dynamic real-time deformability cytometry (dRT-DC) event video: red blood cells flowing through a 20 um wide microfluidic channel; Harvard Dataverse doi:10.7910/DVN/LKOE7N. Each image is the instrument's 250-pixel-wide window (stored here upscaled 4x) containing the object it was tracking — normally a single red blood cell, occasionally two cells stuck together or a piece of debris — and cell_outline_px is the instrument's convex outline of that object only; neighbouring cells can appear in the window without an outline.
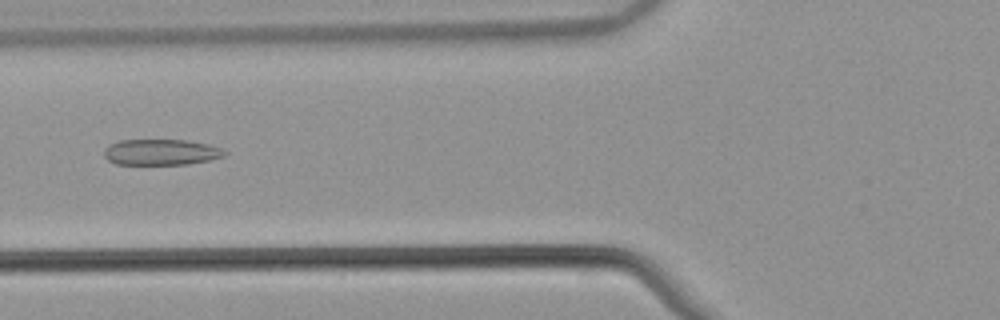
{"species": "common noctule bat (a hibernating species)", "species_latin": "Nyctalus noctula", "temperature_condition": "warm", "stored_images_in_passage": 53, "camera_frame_rate_fps": 3000, "um_per_image_px": 0.085, "animal": {"sex": "male", "body_mass_g": 21.5, "forearm_length_mm": 52.0}, "frame": {"image": 1, "passage_image": 21, "time_ms": 6.667, "image_size_px": [1000, 320], "cell_outline_px": [[228, 152], [224, 156], [208, 160], [188, 164], [116, 164], [108, 160], [104, 156], [104, 148], [108, 144], [120, 140], [188, 140], [208, 144], [220, 148]], "centroid_in_image_um": [13.66, 12.93], "position_along_channel_um": 112.1, "area_um2": 18.21}}
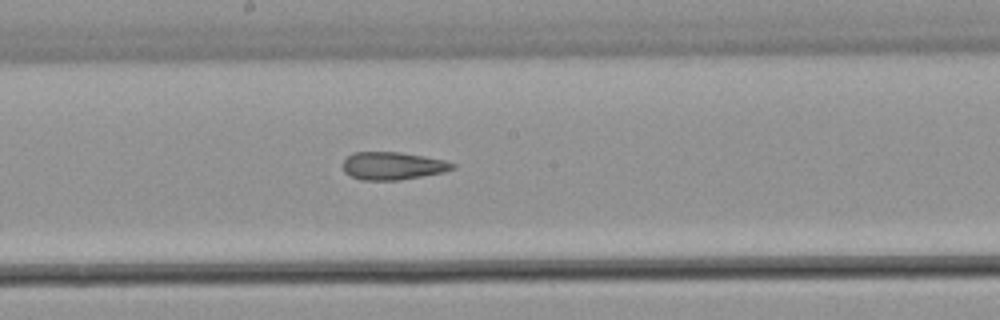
{"frame": {"image": 2, "passage_image": 29, "time_ms": 9.333, "image_size_px": [1000, 320], "cell_outline_px": [[456, 168], [444, 172], [400, 180], [360, 180], [344, 172], [344, 160], [352, 152], [400, 152], [424, 156], [444, 160], [456, 164]], "centroid_in_image_um": [33.4, 14.09], "position_along_channel_um": 214.8, "area_um2": 17.74}}
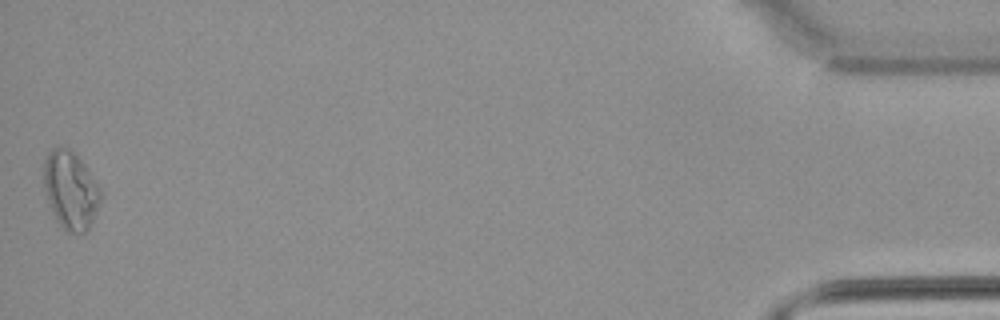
{"frame": {"image": 3, "passage_image": 53, "time_ms": 17.333, "image_size_px": [1000, 320], "cell_outline_px": [[100, 200], [92, 220], [88, 228], [84, 232], [68, 232], [56, 220], [48, 200], [44, 188], [44, 160], [48, 152], [52, 148], [68, 148], [84, 164], [100, 188]], "centroid_in_image_um": [5.98, 16.15], "position_along_channel_um": 429.2, "area_um2": 25.09}, "authors_computed_cell_mechanics": {"area_um2": 19.8254, "velocity_mm_per_s": 3.8461, "shape_relaxation_time_tau1_ms": null, "shape_relaxation_time_tau2_ms": 2.7552, "deformation_change_tau1": null, "deformation_change_tau2": 0.1211}}